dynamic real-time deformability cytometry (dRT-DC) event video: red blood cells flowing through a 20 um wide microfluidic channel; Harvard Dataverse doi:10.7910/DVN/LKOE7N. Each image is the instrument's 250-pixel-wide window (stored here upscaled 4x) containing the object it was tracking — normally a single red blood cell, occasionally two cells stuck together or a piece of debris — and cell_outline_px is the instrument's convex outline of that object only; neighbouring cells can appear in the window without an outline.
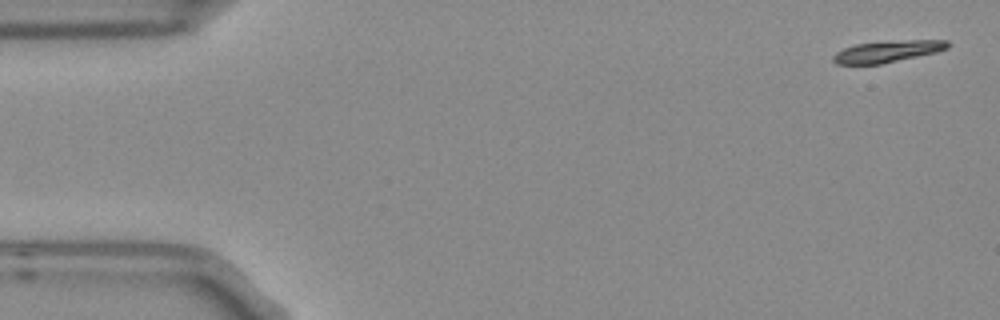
{"species": "Egyptian fruit bat (a non-hibernating species)", "species_latin": "Rousettus aegyptiacus", "temperature_condition": "room temperature", "stored_images_in_passage": 8, "camera_frame_rate_fps": 3000, "um_per_image_px": 0.085, "frame": {"image": 1, "passage_image": 1, "time_ms": 0.0, "image_size_px": [1000, 320], "cell_outline_px": [[952, 44], [948, 48], [936, 52], [880, 64], [836, 64], [832, 60], [832, 56], [836, 52], [844, 48], [856, 44], [908, 40], [948, 40]], "centroid_in_image_um": [75.45, 4.37], "position_along_channel_um": 9.6, "area_um2": 14.28}}
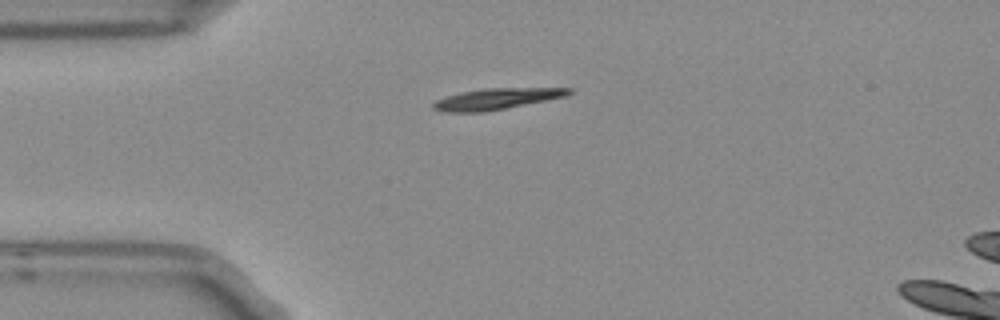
{"frame": {"image": 2, "passage_image": 4, "time_ms": 1.0, "image_size_px": [1000, 320], "cell_outline_px": [[572, 92], [564, 96], [484, 112], [440, 112], [432, 108], [432, 104], [436, 100], [444, 96], [460, 92], [484, 88], [572, 88]], "centroid_in_image_um": [42.08, 8.4], "position_along_channel_um": 42.9, "area_um2": 16.47}}
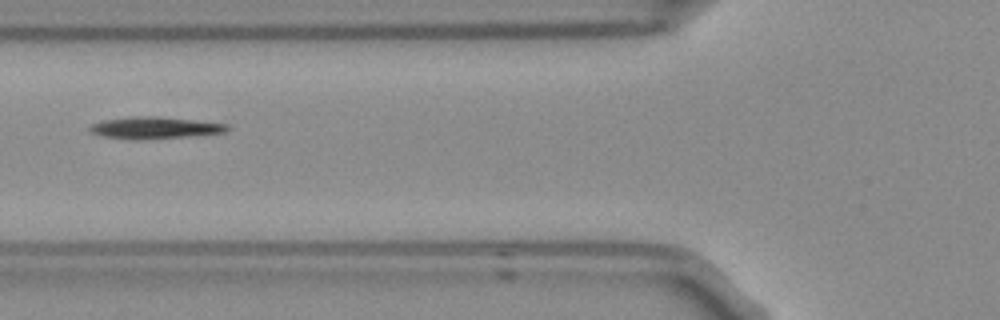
{"frame": {"image": 3, "passage_image": 6, "time_ms": 1.667, "image_size_px": [1000, 320], "cell_outline_px": [[232, 128], [228, 132], [184, 136], [104, 136], [92, 132], [88, 128], [92, 124], [104, 120], [132, 116], [160, 116], [196, 120], [228, 124]], "centroid_in_image_um": [13.29, 10.79], "position_along_channel_um": 112.5, "area_um2": 16.24}}